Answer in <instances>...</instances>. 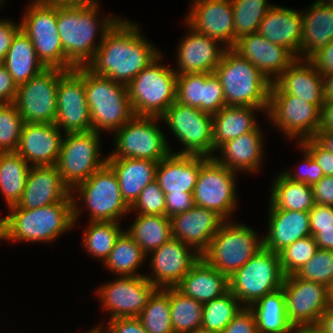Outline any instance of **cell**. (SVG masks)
<instances>
[{
  "label": "cell",
  "mask_w": 333,
  "mask_h": 333,
  "mask_svg": "<svg viewBox=\"0 0 333 333\" xmlns=\"http://www.w3.org/2000/svg\"><path fill=\"white\" fill-rule=\"evenodd\" d=\"M208 159L170 153L158 162L155 181L165 194H192L200 168Z\"/></svg>",
  "instance_id": "cell-28"
},
{
  "label": "cell",
  "mask_w": 333,
  "mask_h": 333,
  "mask_svg": "<svg viewBox=\"0 0 333 333\" xmlns=\"http://www.w3.org/2000/svg\"><path fill=\"white\" fill-rule=\"evenodd\" d=\"M255 110H264L267 112L268 108L224 106L219 112L212 115L213 156L215 150L217 151L223 143L258 128L253 115Z\"/></svg>",
  "instance_id": "cell-35"
},
{
  "label": "cell",
  "mask_w": 333,
  "mask_h": 333,
  "mask_svg": "<svg viewBox=\"0 0 333 333\" xmlns=\"http://www.w3.org/2000/svg\"><path fill=\"white\" fill-rule=\"evenodd\" d=\"M71 190L56 165L31 166L19 202L10 208L36 209L64 200Z\"/></svg>",
  "instance_id": "cell-26"
},
{
  "label": "cell",
  "mask_w": 333,
  "mask_h": 333,
  "mask_svg": "<svg viewBox=\"0 0 333 333\" xmlns=\"http://www.w3.org/2000/svg\"><path fill=\"white\" fill-rule=\"evenodd\" d=\"M234 13V46L240 38L257 33L259 24L274 6L267 0H231Z\"/></svg>",
  "instance_id": "cell-45"
},
{
  "label": "cell",
  "mask_w": 333,
  "mask_h": 333,
  "mask_svg": "<svg viewBox=\"0 0 333 333\" xmlns=\"http://www.w3.org/2000/svg\"><path fill=\"white\" fill-rule=\"evenodd\" d=\"M314 239L319 249L333 251V227L319 228Z\"/></svg>",
  "instance_id": "cell-64"
},
{
  "label": "cell",
  "mask_w": 333,
  "mask_h": 333,
  "mask_svg": "<svg viewBox=\"0 0 333 333\" xmlns=\"http://www.w3.org/2000/svg\"><path fill=\"white\" fill-rule=\"evenodd\" d=\"M191 29L189 34L182 39L177 53V75L194 73H213L220 63L227 49L218 45L216 39L203 35Z\"/></svg>",
  "instance_id": "cell-27"
},
{
  "label": "cell",
  "mask_w": 333,
  "mask_h": 333,
  "mask_svg": "<svg viewBox=\"0 0 333 333\" xmlns=\"http://www.w3.org/2000/svg\"><path fill=\"white\" fill-rule=\"evenodd\" d=\"M319 130L333 132V100H325L322 105Z\"/></svg>",
  "instance_id": "cell-63"
},
{
  "label": "cell",
  "mask_w": 333,
  "mask_h": 333,
  "mask_svg": "<svg viewBox=\"0 0 333 333\" xmlns=\"http://www.w3.org/2000/svg\"><path fill=\"white\" fill-rule=\"evenodd\" d=\"M137 318L148 333H174L170 318V288H157Z\"/></svg>",
  "instance_id": "cell-43"
},
{
  "label": "cell",
  "mask_w": 333,
  "mask_h": 333,
  "mask_svg": "<svg viewBox=\"0 0 333 333\" xmlns=\"http://www.w3.org/2000/svg\"><path fill=\"white\" fill-rule=\"evenodd\" d=\"M302 37L300 59H309L322 47L333 41V5L316 0L305 13L302 12Z\"/></svg>",
  "instance_id": "cell-32"
},
{
  "label": "cell",
  "mask_w": 333,
  "mask_h": 333,
  "mask_svg": "<svg viewBox=\"0 0 333 333\" xmlns=\"http://www.w3.org/2000/svg\"><path fill=\"white\" fill-rule=\"evenodd\" d=\"M160 55L127 85L134 115L161 118L177 100L175 69L159 64Z\"/></svg>",
  "instance_id": "cell-6"
},
{
  "label": "cell",
  "mask_w": 333,
  "mask_h": 333,
  "mask_svg": "<svg viewBox=\"0 0 333 333\" xmlns=\"http://www.w3.org/2000/svg\"><path fill=\"white\" fill-rule=\"evenodd\" d=\"M325 333H333V305H330L321 315L317 323Z\"/></svg>",
  "instance_id": "cell-67"
},
{
  "label": "cell",
  "mask_w": 333,
  "mask_h": 333,
  "mask_svg": "<svg viewBox=\"0 0 333 333\" xmlns=\"http://www.w3.org/2000/svg\"><path fill=\"white\" fill-rule=\"evenodd\" d=\"M178 239L168 242L154 250L150 259L153 276L146 278L156 288L176 287L191 267L200 259L196 251Z\"/></svg>",
  "instance_id": "cell-21"
},
{
  "label": "cell",
  "mask_w": 333,
  "mask_h": 333,
  "mask_svg": "<svg viewBox=\"0 0 333 333\" xmlns=\"http://www.w3.org/2000/svg\"><path fill=\"white\" fill-rule=\"evenodd\" d=\"M313 139L324 149L333 153V132L318 130Z\"/></svg>",
  "instance_id": "cell-66"
},
{
  "label": "cell",
  "mask_w": 333,
  "mask_h": 333,
  "mask_svg": "<svg viewBox=\"0 0 333 333\" xmlns=\"http://www.w3.org/2000/svg\"><path fill=\"white\" fill-rule=\"evenodd\" d=\"M322 75L333 73V41L308 59Z\"/></svg>",
  "instance_id": "cell-59"
},
{
  "label": "cell",
  "mask_w": 333,
  "mask_h": 333,
  "mask_svg": "<svg viewBox=\"0 0 333 333\" xmlns=\"http://www.w3.org/2000/svg\"><path fill=\"white\" fill-rule=\"evenodd\" d=\"M107 164L117 175L121 195L131 207L140 192L155 180L158 162L137 158H106Z\"/></svg>",
  "instance_id": "cell-34"
},
{
  "label": "cell",
  "mask_w": 333,
  "mask_h": 333,
  "mask_svg": "<svg viewBox=\"0 0 333 333\" xmlns=\"http://www.w3.org/2000/svg\"><path fill=\"white\" fill-rule=\"evenodd\" d=\"M0 240H2V234H1V230H0Z\"/></svg>",
  "instance_id": "cell-75"
},
{
  "label": "cell",
  "mask_w": 333,
  "mask_h": 333,
  "mask_svg": "<svg viewBox=\"0 0 333 333\" xmlns=\"http://www.w3.org/2000/svg\"><path fill=\"white\" fill-rule=\"evenodd\" d=\"M236 173L209 158L200 168L192 193L194 204L215 211L226 221L236 206Z\"/></svg>",
  "instance_id": "cell-15"
},
{
  "label": "cell",
  "mask_w": 333,
  "mask_h": 333,
  "mask_svg": "<svg viewBox=\"0 0 333 333\" xmlns=\"http://www.w3.org/2000/svg\"><path fill=\"white\" fill-rule=\"evenodd\" d=\"M190 333H218V332L207 330V329H204L201 327V328H197L196 330H194Z\"/></svg>",
  "instance_id": "cell-71"
},
{
  "label": "cell",
  "mask_w": 333,
  "mask_h": 333,
  "mask_svg": "<svg viewBox=\"0 0 333 333\" xmlns=\"http://www.w3.org/2000/svg\"><path fill=\"white\" fill-rule=\"evenodd\" d=\"M262 131L258 127L252 132L240 135L223 143L217 150H221L222 158H213L232 171L243 170L256 172L259 169L264 151ZM225 158V159H224Z\"/></svg>",
  "instance_id": "cell-33"
},
{
  "label": "cell",
  "mask_w": 333,
  "mask_h": 333,
  "mask_svg": "<svg viewBox=\"0 0 333 333\" xmlns=\"http://www.w3.org/2000/svg\"><path fill=\"white\" fill-rule=\"evenodd\" d=\"M243 307L229 290L223 296L203 304L201 327L221 333Z\"/></svg>",
  "instance_id": "cell-46"
},
{
  "label": "cell",
  "mask_w": 333,
  "mask_h": 333,
  "mask_svg": "<svg viewBox=\"0 0 333 333\" xmlns=\"http://www.w3.org/2000/svg\"><path fill=\"white\" fill-rule=\"evenodd\" d=\"M166 216L172 218L180 212L191 209L194 204L192 194H165Z\"/></svg>",
  "instance_id": "cell-58"
},
{
  "label": "cell",
  "mask_w": 333,
  "mask_h": 333,
  "mask_svg": "<svg viewBox=\"0 0 333 333\" xmlns=\"http://www.w3.org/2000/svg\"><path fill=\"white\" fill-rule=\"evenodd\" d=\"M130 211L143 215H166L165 193L155 180L140 192Z\"/></svg>",
  "instance_id": "cell-51"
},
{
  "label": "cell",
  "mask_w": 333,
  "mask_h": 333,
  "mask_svg": "<svg viewBox=\"0 0 333 333\" xmlns=\"http://www.w3.org/2000/svg\"><path fill=\"white\" fill-rule=\"evenodd\" d=\"M54 123H28L22 128L16 153L30 166L56 165L63 135Z\"/></svg>",
  "instance_id": "cell-24"
},
{
  "label": "cell",
  "mask_w": 333,
  "mask_h": 333,
  "mask_svg": "<svg viewBox=\"0 0 333 333\" xmlns=\"http://www.w3.org/2000/svg\"><path fill=\"white\" fill-rule=\"evenodd\" d=\"M99 139L100 133L93 130L64 134L56 166L71 191L107 163L100 158Z\"/></svg>",
  "instance_id": "cell-10"
},
{
  "label": "cell",
  "mask_w": 333,
  "mask_h": 333,
  "mask_svg": "<svg viewBox=\"0 0 333 333\" xmlns=\"http://www.w3.org/2000/svg\"><path fill=\"white\" fill-rule=\"evenodd\" d=\"M272 186L269 209L309 212L315 205L310 185L293 182L280 173Z\"/></svg>",
  "instance_id": "cell-40"
},
{
  "label": "cell",
  "mask_w": 333,
  "mask_h": 333,
  "mask_svg": "<svg viewBox=\"0 0 333 333\" xmlns=\"http://www.w3.org/2000/svg\"><path fill=\"white\" fill-rule=\"evenodd\" d=\"M204 73L177 75V100L203 112Z\"/></svg>",
  "instance_id": "cell-50"
},
{
  "label": "cell",
  "mask_w": 333,
  "mask_h": 333,
  "mask_svg": "<svg viewBox=\"0 0 333 333\" xmlns=\"http://www.w3.org/2000/svg\"><path fill=\"white\" fill-rule=\"evenodd\" d=\"M190 9L184 19L188 26L218 40L226 48L234 47V13L231 0H193Z\"/></svg>",
  "instance_id": "cell-20"
},
{
  "label": "cell",
  "mask_w": 333,
  "mask_h": 333,
  "mask_svg": "<svg viewBox=\"0 0 333 333\" xmlns=\"http://www.w3.org/2000/svg\"><path fill=\"white\" fill-rule=\"evenodd\" d=\"M17 86L40 74L46 67L38 59L30 38L20 29L2 61Z\"/></svg>",
  "instance_id": "cell-36"
},
{
  "label": "cell",
  "mask_w": 333,
  "mask_h": 333,
  "mask_svg": "<svg viewBox=\"0 0 333 333\" xmlns=\"http://www.w3.org/2000/svg\"><path fill=\"white\" fill-rule=\"evenodd\" d=\"M302 29V12L274 5L263 17L257 32L300 59Z\"/></svg>",
  "instance_id": "cell-29"
},
{
  "label": "cell",
  "mask_w": 333,
  "mask_h": 333,
  "mask_svg": "<svg viewBox=\"0 0 333 333\" xmlns=\"http://www.w3.org/2000/svg\"><path fill=\"white\" fill-rule=\"evenodd\" d=\"M295 275L301 279L329 286L333 281V251L318 249Z\"/></svg>",
  "instance_id": "cell-49"
},
{
  "label": "cell",
  "mask_w": 333,
  "mask_h": 333,
  "mask_svg": "<svg viewBox=\"0 0 333 333\" xmlns=\"http://www.w3.org/2000/svg\"><path fill=\"white\" fill-rule=\"evenodd\" d=\"M214 72L223 87L226 106L268 108L272 83L233 48L225 50Z\"/></svg>",
  "instance_id": "cell-4"
},
{
  "label": "cell",
  "mask_w": 333,
  "mask_h": 333,
  "mask_svg": "<svg viewBox=\"0 0 333 333\" xmlns=\"http://www.w3.org/2000/svg\"><path fill=\"white\" fill-rule=\"evenodd\" d=\"M226 106L223 87L219 77L204 73L203 112L214 115Z\"/></svg>",
  "instance_id": "cell-52"
},
{
  "label": "cell",
  "mask_w": 333,
  "mask_h": 333,
  "mask_svg": "<svg viewBox=\"0 0 333 333\" xmlns=\"http://www.w3.org/2000/svg\"><path fill=\"white\" fill-rule=\"evenodd\" d=\"M170 219L172 237L189 245L201 256L208 250L212 237L225 221L215 211L196 205Z\"/></svg>",
  "instance_id": "cell-22"
},
{
  "label": "cell",
  "mask_w": 333,
  "mask_h": 333,
  "mask_svg": "<svg viewBox=\"0 0 333 333\" xmlns=\"http://www.w3.org/2000/svg\"><path fill=\"white\" fill-rule=\"evenodd\" d=\"M267 114L274 127L299 143L313 138L320 127L321 110L294 95L269 94Z\"/></svg>",
  "instance_id": "cell-16"
},
{
  "label": "cell",
  "mask_w": 333,
  "mask_h": 333,
  "mask_svg": "<svg viewBox=\"0 0 333 333\" xmlns=\"http://www.w3.org/2000/svg\"><path fill=\"white\" fill-rule=\"evenodd\" d=\"M270 94L294 95L321 110L325 101L323 75L308 59H296L272 83Z\"/></svg>",
  "instance_id": "cell-23"
},
{
  "label": "cell",
  "mask_w": 333,
  "mask_h": 333,
  "mask_svg": "<svg viewBox=\"0 0 333 333\" xmlns=\"http://www.w3.org/2000/svg\"><path fill=\"white\" fill-rule=\"evenodd\" d=\"M268 233L263 248L279 253L298 239L311 235L309 212L284 209L269 210Z\"/></svg>",
  "instance_id": "cell-30"
},
{
  "label": "cell",
  "mask_w": 333,
  "mask_h": 333,
  "mask_svg": "<svg viewBox=\"0 0 333 333\" xmlns=\"http://www.w3.org/2000/svg\"><path fill=\"white\" fill-rule=\"evenodd\" d=\"M21 29L20 24H16L9 20H0V63L6 57L13 38L16 33Z\"/></svg>",
  "instance_id": "cell-61"
},
{
  "label": "cell",
  "mask_w": 333,
  "mask_h": 333,
  "mask_svg": "<svg viewBox=\"0 0 333 333\" xmlns=\"http://www.w3.org/2000/svg\"><path fill=\"white\" fill-rule=\"evenodd\" d=\"M159 117L134 115L115 132V149L107 158H137L159 162L172 151L157 121Z\"/></svg>",
  "instance_id": "cell-11"
},
{
  "label": "cell",
  "mask_w": 333,
  "mask_h": 333,
  "mask_svg": "<svg viewBox=\"0 0 333 333\" xmlns=\"http://www.w3.org/2000/svg\"><path fill=\"white\" fill-rule=\"evenodd\" d=\"M41 3L53 6H94L98 0H38Z\"/></svg>",
  "instance_id": "cell-65"
},
{
  "label": "cell",
  "mask_w": 333,
  "mask_h": 333,
  "mask_svg": "<svg viewBox=\"0 0 333 333\" xmlns=\"http://www.w3.org/2000/svg\"><path fill=\"white\" fill-rule=\"evenodd\" d=\"M29 170V163L16 152H0V192L8 208L19 202Z\"/></svg>",
  "instance_id": "cell-39"
},
{
  "label": "cell",
  "mask_w": 333,
  "mask_h": 333,
  "mask_svg": "<svg viewBox=\"0 0 333 333\" xmlns=\"http://www.w3.org/2000/svg\"><path fill=\"white\" fill-rule=\"evenodd\" d=\"M99 287L103 309L110 310L111 319L138 317L150 296L157 289L146 276H118Z\"/></svg>",
  "instance_id": "cell-19"
},
{
  "label": "cell",
  "mask_w": 333,
  "mask_h": 333,
  "mask_svg": "<svg viewBox=\"0 0 333 333\" xmlns=\"http://www.w3.org/2000/svg\"><path fill=\"white\" fill-rule=\"evenodd\" d=\"M161 119L184 145L177 155L213 157L212 115L175 101Z\"/></svg>",
  "instance_id": "cell-12"
},
{
  "label": "cell",
  "mask_w": 333,
  "mask_h": 333,
  "mask_svg": "<svg viewBox=\"0 0 333 333\" xmlns=\"http://www.w3.org/2000/svg\"><path fill=\"white\" fill-rule=\"evenodd\" d=\"M101 326L99 325V327L97 328H94L92 330H89L88 332H85V333H103L102 332V328H100Z\"/></svg>",
  "instance_id": "cell-72"
},
{
  "label": "cell",
  "mask_w": 333,
  "mask_h": 333,
  "mask_svg": "<svg viewBox=\"0 0 333 333\" xmlns=\"http://www.w3.org/2000/svg\"><path fill=\"white\" fill-rule=\"evenodd\" d=\"M119 225L118 222L113 221H89L83 237L85 250L104 262L111 253L116 240L124 231Z\"/></svg>",
  "instance_id": "cell-44"
},
{
  "label": "cell",
  "mask_w": 333,
  "mask_h": 333,
  "mask_svg": "<svg viewBox=\"0 0 333 333\" xmlns=\"http://www.w3.org/2000/svg\"><path fill=\"white\" fill-rule=\"evenodd\" d=\"M306 148L318 165L322 168L324 176H333V153L321 147L313 138L300 143Z\"/></svg>",
  "instance_id": "cell-56"
},
{
  "label": "cell",
  "mask_w": 333,
  "mask_h": 333,
  "mask_svg": "<svg viewBox=\"0 0 333 333\" xmlns=\"http://www.w3.org/2000/svg\"><path fill=\"white\" fill-rule=\"evenodd\" d=\"M323 1L328 3L329 5H333V0H323Z\"/></svg>",
  "instance_id": "cell-73"
},
{
  "label": "cell",
  "mask_w": 333,
  "mask_h": 333,
  "mask_svg": "<svg viewBox=\"0 0 333 333\" xmlns=\"http://www.w3.org/2000/svg\"><path fill=\"white\" fill-rule=\"evenodd\" d=\"M318 249V245L311 235L298 239L284 248L278 253L284 274L286 276L295 274L315 255Z\"/></svg>",
  "instance_id": "cell-48"
},
{
  "label": "cell",
  "mask_w": 333,
  "mask_h": 333,
  "mask_svg": "<svg viewBox=\"0 0 333 333\" xmlns=\"http://www.w3.org/2000/svg\"><path fill=\"white\" fill-rule=\"evenodd\" d=\"M244 224L224 221L202 257L228 278L263 248V239Z\"/></svg>",
  "instance_id": "cell-7"
},
{
  "label": "cell",
  "mask_w": 333,
  "mask_h": 333,
  "mask_svg": "<svg viewBox=\"0 0 333 333\" xmlns=\"http://www.w3.org/2000/svg\"><path fill=\"white\" fill-rule=\"evenodd\" d=\"M233 49L256 66L271 83L297 59L287 48L270 42L258 32L237 40Z\"/></svg>",
  "instance_id": "cell-25"
},
{
  "label": "cell",
  "mask_w": 333,
  "mask_h": 333,
  "mask_svg": "<svg viewBox=\"0 0 333 333\" xmlns=\"http://www.w3.org/2000/svg\"><path fill=\"white\" fill-rule=\"evenodd\" d=\"M312 189L315 203L333 206V176H324Z\"/></svg>",
  "instance_id": "cell-62"
},
{
  "label": "cell",
  "mask_w": 333,
  "mask_h": 333,
  "mask_svg": "<svg viewBox=\"0 0 333 333\" xmlns=\"http://www.w3.org/2000/svg\"><path fill=\"white\" fill-rule=\"evenodd\" d=\"M3 3H4V1H3V0H0V6H2Z\"/></svg>",
  "instance_id": "cell-74"
},
{
  "label": "cell",
  "mask_w": 333,
  "mask_h": 333,
  "mask_svg": "<svg viewBox=\"0 0 333 333\" xmlns=\"http://www.w3.org/2000/svg\"><path fill=\"white\" fill-rule=\"evenodd\" d=\"M311 236L319 232V228L333 227V206L315 205L309 210Z\"/></svg>",
  "instance_id": "cell-55"
},
{
  "label": "cell",
  "mask_w": 333,
  "mask_h": 333,
  "mask_svg": "<svg viewBox=\"0 0 333 333\" xmlns=\"http://www.w3.org/2000/svg\"><path fill=\"white\" fill-rule=\"evenodd\" d=\"M84 83L93 131L115 132L134 116L126 85L94 75L85 67Z\"/></svg>",
  "instance_id": "cell-5"
},
{
  "label": "cell",
  "mask_w": 333,
  "mask_h": 333,
  "mask_svg": "<svg viewBox=\"0 0 333 333\" xmlns=\"http://www.w3.org/2000/svg\"><path fill=\"white\" fill-rule=\"evenodd\" d=\"M288 322L295 328L317 325L320 315L330 306L328 287L287 275L282 286Z\"/></svg>",
  "instance_id": "cell-18"
},
{
  "label": "cell",
  "mask_w": 333,
  "mask_h": 333,
  "mask_svg": "<svg viewBox=\"0 0 333 333\" xmlns=\"http://www.w3.org/2000/svg\"><path fill=\"white\" fill-rule=\"evenodd\" d=\"M328 296L330 305H333V281L328 286Z\"/></svg>",
  "instance_id": "cell-70"
},
{
  "label": "cell",
  "mask_w": 333,
  "mask_h": 333,
  "mask_svg": "<svg viewBox=\"0 0 333 333\" xmlns=\"http://www.w3.org/2000/svg\"><path fill=\"white\" fill-rule=\"evenodd\" d=\"M221 333H258L254 312L243 307Z\"/></svg>",
  "instance_id": "cell-54"
},
{
  "label": "cell",
  "mask_w": 333,
  "mask_h": 333,
  "mask_svg": "<svg viewBox=\"0 0 333 333\" xmlns=\"http://www.w3.org/2000/svg\"><path fill=\"white\" fill-rule=\"evenodd\" d=\"M302 147V151H304L303 158V169L300 170L299 173L289 172L290 170L281 172L286 178L293 182L305 183L307 185L313 186L315 183L319 182L323 177L324 173L322 168L318 165V163L314 160L310 152L304 148L300 143H298ZM302 169V168H301Z\"/></svg>",
  "instance_id": "cell-53"
},
{
  "label": "cell",
  "mask_w": 333,
  "mask_h": 333,
  "mask_svg": "<svg viewBox=\"0 0 333 333\" xmlns=\"http://www.w3.org/2000/svg\"><path fill=\"white\" fill-rule=\"evenodd\" d=\"M77 196L70 193L60 202L36 209L8 208L10 214L0 219L2 240L18 242L56 240L61 234L71 230L80 216Z\"/></svg>",
  "instance_id": "cell-2"
},
{
  "label": "cell",
  "mask_w": 333,
  "mask_h": 333,
  "mask_svg": "<svg viewBox=\"0 0 333 333\" xmlns=\"http://www.w3.org/2000/svg\"><path fill=\"white\" fill-rule=\"evenodd\" d=\"M249 308L254 312L258 333H293L283 288L264 295Z\"/></svg>",
  "instance_id": "cell-37"
},
{
  "label": "cell",
  "mask_w": 333,
  "mask_h": 333,
  "mask_svg": "<svg viewBox=\"0 0 333 333\" xmlns=\"http://www.w3.org/2000/svg\"><path fill=\"white\" fill-rule=\"evenodd\" d=\"M325 100H333V73L323 75Z\"/></svg>",
  "instance_id": "cell-68"
},
{
  "label": "cell",
  "mask_w": 333,
  "mask_h": 333,
  "mask_svg": "<svg viewBox=\"0 0 333 333\" xmlns=\"http://www.w3.org/2000/svg\"><path fill=\"white\" fill-rule=\"evenodd\" d=\"M18 86L7 69L0 63V104L14 103Z\"/></svg>",
  "instance_id": "cell-60"
},
{
  "label": "cell",
  "mask_w": 333,
  "mask_h": 333,
  "mask_svg": "<svg viewBox=\"0 0 333 333\" xmlns=\"http://www.w3.org/2000/svg\"><path fill=\"white\" fill-rule=\"evenodd\" d=\"M54 124L62 129L64 134L92 130L85 93L84 67L69 70L59 79Z\"/></svg>",
  "instance_id": "cell-17"
},
{
  "label": "cell",
  "mask_w": 333,
  "mask_h": 333,
  "mask_svg": "<svg viewBox=\"0 0 333 333\" xmlns=\"http://www.w3.org/2000/svg\"><path fill=\"white\" fill-rule=\"evenodd\" d=\"M140 33L135 23L119 19L106 33L85 68L94 75L127 86L161 55Z\"/></svg>",
  "instance_id": "cell-1"
},
{
  "label": "cell",
  "mask_w": 333,
  "mask_h": 333,
  "mask_svg": "<svg viewBox=\"0 0 333 333\" xmlns=\"http://www.w3.org/2000/svg\"><path fill=\"white\" fill-rule=\"evenodd\" d=\"M103 333H148L137 317L115 318L109 321Z\"/></svg>",
  "instance_id": "cell-57"
},
{
  "label": "cell",
  "mask_w": 333,
  "mask_h": 333,
  "mask_svg": "<svg viewBox=\"0 0 333 333\" xmlns=\"http://www.w3.org/2000/svg\"><path fill=\"white\" fill-rule=\"evenodd\" d=\"M71 191L82 198L90 213V221H118L130 212V207L123 200L117 175L106 163L86 181L78 184Z\"/></svg>",
  "instance_id": "cell-14"
},
{
  "label": "cell",
  "mask_w": 333,
  "mask_h": 333,
  "mask_svg": "<svg viewBox=\"0 0 333 333\" xmlns=\"http://www.w3.org/2000/svg\"><path fill=\"white\" fill-rule=\"evenodd\" d=\"M30 38L38 59L46 68L66 71L74 67L67 61L57 29V6L32 1L20 23Z\"/></svg>",
  "instance_id": "cell-9"
},
{
  "label": "cell",
  "mask_w": 333,
  "mask_h": 333,
  "mask_svg": "<svg viewBox=\"0 0 333 333\" xmlns=\"http://www.w3.org/2000/svg\"><path fill=\"white\" fill-rule=\"evenodd\" d=\"M284 274L279 254L262 248L229 277V290L250 307L264 295L282 288Z\"/></svg>",
  "instance_id": "cell-8"
},
{
  "label": "cell",
  "mask_w": 333,
  "mask_h": 333,
  "mask_svg": "<svg viewBox=\"0 0 333 333\" xmlns=\"http://www.w3.org/2000/svg\"><path fill=\"white\" fill-rule=\"evenodd\" d=\"M98 4L94 6H57V29L67 61L74 67H85L92 59L106 33L119 20L105 17L100 21ZM101 34L98 45L97 33Z\"/></svg>",
  "instance_id": "cell-3"
},
{
  "label": "cell",
  "mask_w": 333,
  "mask_h": 333,
  "mask_svg": "<svg viewBox=\"0 0 333 333\" xmlns=\"http://www.w3.org/2000/svg\"><path fill=\"white\" fill-rule=\"evenodd\" d=\"M176 288L184 295L205 304L229 291V278L201 256Z\"/></svg>",
  "instance_id": "cell-31"
},
{
  "label": "cell",
  "mask_w": 333,
  "mask_h": 333,
  "mask_svg": "<svg viewBox=\"0 0 333 333\" xmlns=\"http://www.w3.org/2000/svg\"><path fill=\"white\" fill-rule=\"evenodd\" d=\"M146 256L132 237L123 231L103 263L117 276H140L142 274H137V269L144 263Z\"/></svg>",
  "instance_id": "cell-41"
},
{
  "label": "cell",
  "mask_w": 333,
  "mask_h": 333,
  "mask_svg": "<svg viewBox=\"0 0 333 333\" xmlns=\"http://www.w3.org/2000/svg\"><path fill=\"white\" fill-rule=\"evenodd\" d=\"M138 217L126 232L147 255L172 238L171 219L166 215H143Z\"/></svg>",
  "instance_id": "cell-38"
},
{
  "label": "cell",
  "mask_w": 333,
  "mask_h": 333,
  "mask_svg": "<svg viewBox=\"0 0 333 333\" xmlns=\"http://www.w3.org/2000/svg\"><path fill=\"white\" fill-rule=\"evenodd\" d=\"M293 333H325L317 325L298 326L293 329Z\"/></svg>",
  "instance_id": "cell-69"
},
{
  "label": "cell",
  "mask_w": 333,
  "mask_h": 333,
  "mask_svg": "<svg viewBox=\"0 0 333 333\" xmlns=\"http://www.w3.org/2000/svg\"><path fill=\"white\" fill-rule=\"evenodd\" d=\"M66 72L60 68H46L18 86L14 104L25 122L54 123L58 81Z\"/></svg>",
  "instance_id": "cell-13"
},
{
  "label": "cell",
  "mask_w": 333,
  "mask_h": 333,
  "mask_svg": "<svg viewBox=\"0 0 333 333\" xmlns=\"http://www.w3.org/2000/svg\"><path fill=\"white\" fill-rule=\"evenodd\" d=\"M25 121L14 103L0 104V152H15Z\"/></svg>",
  "instance_id": "cell-47"
},
{
  "label": "cell",
  "mask_w": 333,
  "mask_h": 333,
  "mask_svg": "<svg viewBox=\"0 0 333 333\" xmlns=\"http://www.w3.org/2000/svg\"><path fill=\"white\" fill-rule=\"evenodd\" d=\"M203 304L170 288V318L174 333H190L201 328Z\"/></svg>",
  "instance_id": "cell-42"
}]
</instances>
